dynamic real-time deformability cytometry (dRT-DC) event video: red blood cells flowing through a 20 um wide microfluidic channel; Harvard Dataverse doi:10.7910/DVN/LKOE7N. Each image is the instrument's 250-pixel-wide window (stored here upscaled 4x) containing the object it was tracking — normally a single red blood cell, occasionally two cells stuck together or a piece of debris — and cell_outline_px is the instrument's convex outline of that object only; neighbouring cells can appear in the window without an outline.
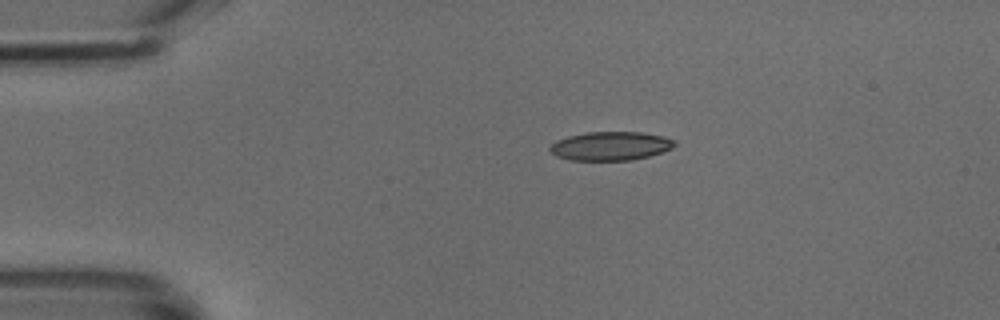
{"species": "common noctule bat (a hibernating species)", "species_latin": "Nyctalus noctula", "temperature_condition": "cold", "stored_images_in_passage": 40, "camera_frame_rate_fps": 3000, "um_per_image_px": 0.085, "animal": {"sex": "male", "body_mass_g": 18.8}, "frame": {"image": 1, "passage_image": 1, "time_ms": 0.0, "image_size_px": [1000, 320], "cell_outline_px": [[676, 144], [664, 152], [632, 160], [568, 160], [556, 156], [548, 152], [548, 148], [556, 140], [568, 136], [584, 132], [644, 132], [664, 136], [672, 140]], "centroid_in_image_um": [51.85, 12.41], "position_along_channel_um": 33.2, "area_um2": 21.04}}
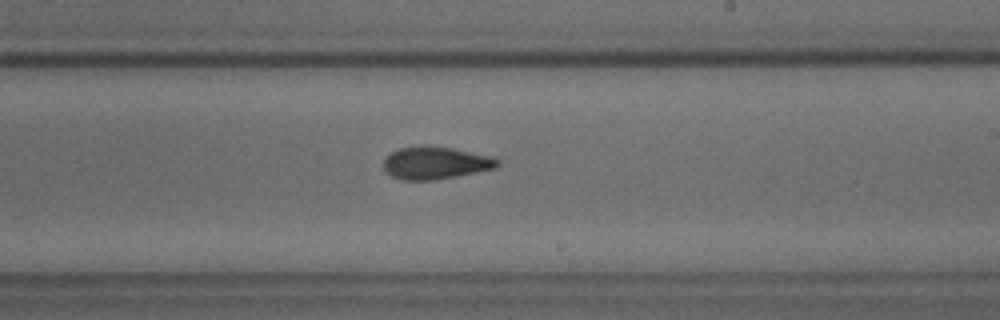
{"frame": {"image": 2, "passage_image": 20, "time_ms": 6.333, "image_size_px": [1000, 320], "cell_outline_px": [[500, 164], [496, 168], [436, 180], [400, 180], [384, 172], [384, 160], [396, 148], [452, 148], [492, 156], [500, 160]], "centroid_in_image_um": [37.04, 13.89], "position_along_channel_um": 252.0, "area_um2": 21.1}}
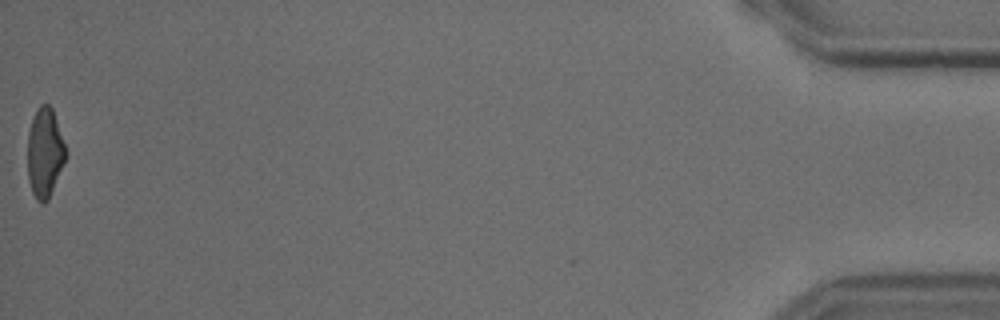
{"frame": {"image": 3, "passage_image": 40, "time_ms": 13.0, "image_size_px": [1000, 320], "cell_outline_px": [[68, 156], [48, 200], [44, 204], [40, 204], [36, 200], [32, 192], [28, 180], [28, 132], [32, 120], [40, 104], [48, 104], [52, 108], [68, 152]], "centroid_in_image_um": [3.83, 13.03], "position_along_channel_um": 431.4, "area_um2": 20.11}}